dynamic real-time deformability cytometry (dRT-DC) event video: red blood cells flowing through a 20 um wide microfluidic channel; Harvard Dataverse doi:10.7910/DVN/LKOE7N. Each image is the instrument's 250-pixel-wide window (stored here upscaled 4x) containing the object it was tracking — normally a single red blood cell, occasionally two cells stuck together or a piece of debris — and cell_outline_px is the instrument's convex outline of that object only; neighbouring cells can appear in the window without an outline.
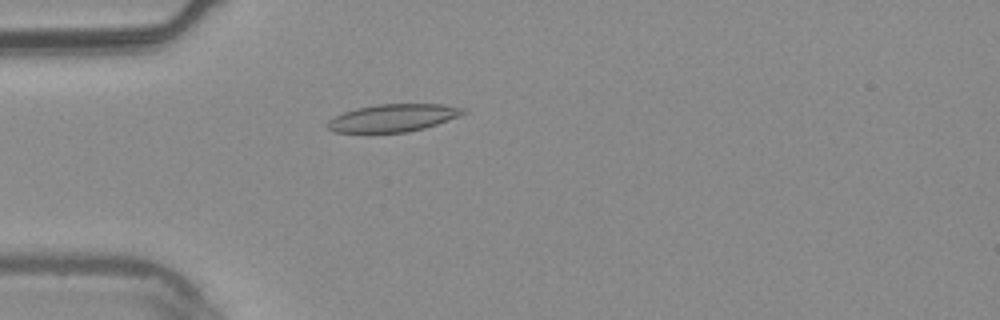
{"species": "common noctule bat (a hibernating species)", "species_latin": "Nyctalus noctula", "temperature_condition": "warm", "stored_images_in_passage": 5, "camera_frame_rate_fps": 3000, "um_per_image_px": 0.085, "animal": {"sex": "male", "body_mass_g": 20.4}, "frame": {"image": 1, "passage_image": 5, "time_ms": 1.333, "image_size_px": [1000, 320], "cell_outline_px": [[468, 112], [436, 124], [424, 128], [408, 132], [332, 132], [324, 124], [328, 120], [344, 112], [356, 108], [376, 104], [440, 104], [468, 108]], "centroid_in_image_um": [33.4, 10.01], "position_along_channel_um": 51.6, "area_um2": 21.79}}